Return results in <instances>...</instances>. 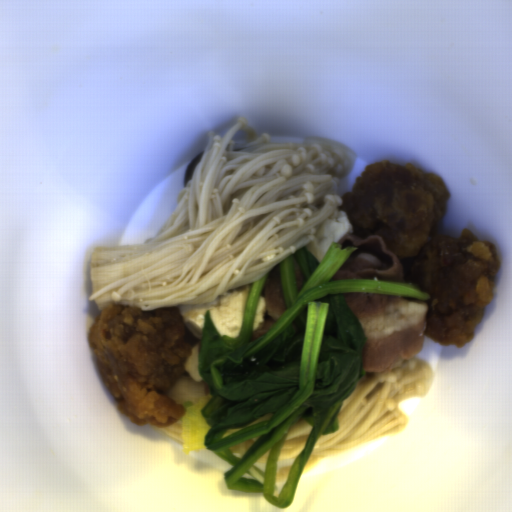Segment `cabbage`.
Returning <instances> with one entry per match:
<instances>
[{
    "instance_id": "4295e07d",
    "label": "cabbage",
    "mask_w": 512,
    "mask_h": 512,
    "mask_svg": "<svg viewBox=\"0 0 512 512\" xmlns=\"http://www.w3.org/2000/svg\"><path fill=\"white\" fill-rule=\"evenodd\" d=\"M210 393H201L191 402H175L184 406V414L177 421L183 423L181 442L178 441L181 451L199 452L206 447L204 440L210 429L209 421L204 413L213 402Z\"/></svg>"
}]
</instances>
